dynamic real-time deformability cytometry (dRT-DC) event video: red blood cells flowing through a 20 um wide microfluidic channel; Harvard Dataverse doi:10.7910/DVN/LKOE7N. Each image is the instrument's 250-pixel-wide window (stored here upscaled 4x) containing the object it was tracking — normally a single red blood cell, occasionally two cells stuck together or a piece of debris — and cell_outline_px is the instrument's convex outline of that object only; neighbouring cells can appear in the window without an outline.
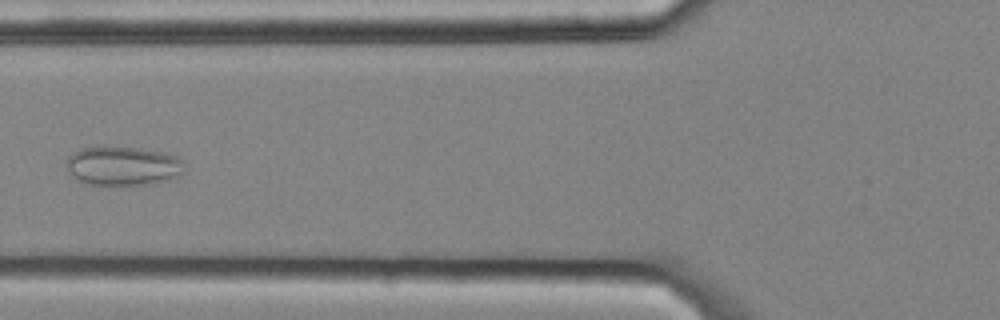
{"species": "common noctule bat (a hibernating species)", "species_latin": "Nyctalus noctula", "temperature_condition": "cold", "stored_images_in_passage": 4, "camera_frame_rate_fps": 3000, "um_per_image_px": 0.085, "animal": {"sex": "male", "body_mass_g": 20.4}, "frame": {"image": 1, "passage_image": 4, "time_ms": 1.0, "image_size_px": [1000, 320], "cell_outline_px": [[180, 172], [168, 180], [152, 184], [88, 184], [72, 176], [68, 168], [68, 156], [72, 152], [80, 148], [104, 144], [140, 148], [160, 152], [176, 156], [180, 160]], "centroid_in_image_um": [10.36, 14.05], "position_along_channel_um": 115.4, "area_um2": 26.7}}